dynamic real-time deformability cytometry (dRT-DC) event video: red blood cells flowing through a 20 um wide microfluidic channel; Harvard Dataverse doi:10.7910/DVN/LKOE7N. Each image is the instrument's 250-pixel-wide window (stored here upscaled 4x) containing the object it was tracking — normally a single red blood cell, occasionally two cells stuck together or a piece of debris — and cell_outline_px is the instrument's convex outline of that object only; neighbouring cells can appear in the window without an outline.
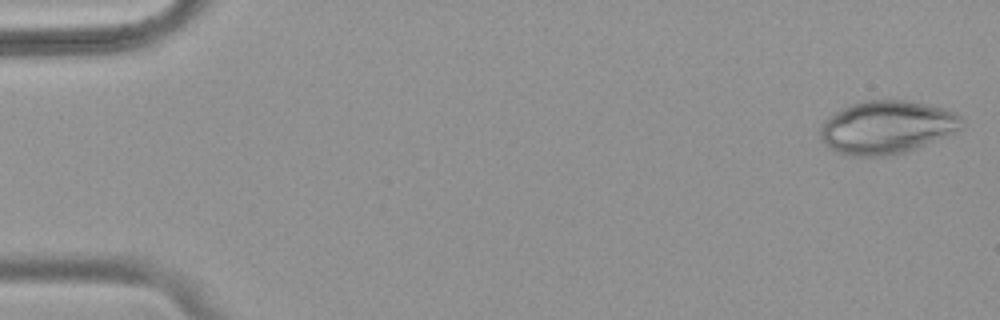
{"species": "common noctule bat (a hibernating species)", "species_latin": "Nyctalus noctula", "temperature_condition": "warm", "stored_images_in_passage": 52, "camera_frame_rate_fps": 3000, "um_per_image_px": 0.085, "animal": {"sex": "female", "body_mass_g": 18.4}, "frame": {"image": 1, "passage_image": 1, "time_ms": 0.0, "image_size_px": [1000, 320], "cell_outline_px": [[964, 128], [956, 132], [904, 152], [884, 156], [852, 156], [836, 152], [828, 148], [824, 144], [820, 136], [820, 128], [824, 120], [836, 112], [852, 104], [864, 100], [904, 100], [924, 104], [956, 112], [964, 120]], "centroid_in_image_um": [75.37, 10.82], "position_along_channel_um": 9.6, "area_um2": 43.64}}
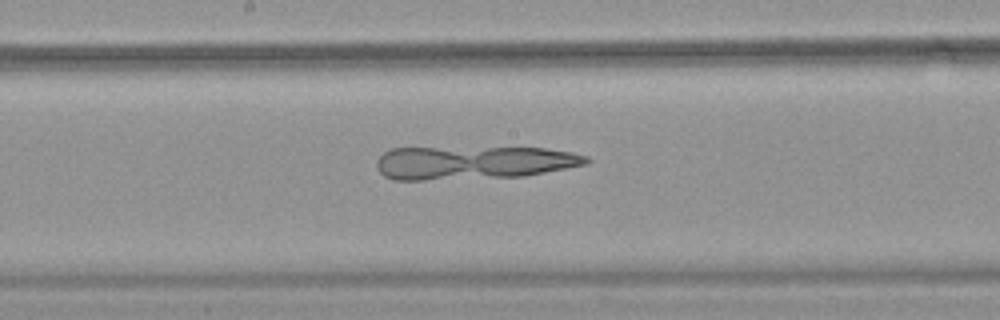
{"frame": {"image": 2, "passage_image": 28, "time_ms": 9.0, "image_size_px": [1000, 320], "cell_outline_px": [[592, 160], [588, 164], [524, 176], [424, 180], [392, 180], [384, 176], [376, 168], [376, 160], [384, 152], [392, 148], [544, 148], [572, 152], [588, 156]], "centroid_in_image_um": [40.23, 13.83], "position_along_channel_um": 208.0, "area_um2": 40.81}}
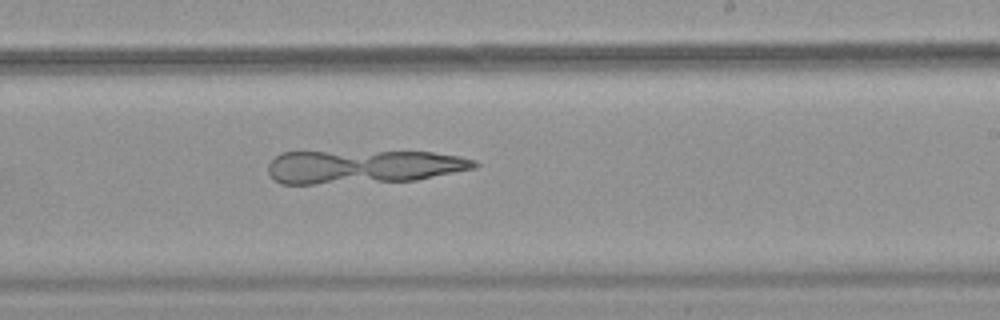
{"frame": {"image": 3, "passage_image": 32, "time_ms": 10.333, "image_size_px": [1000, 320], "cell_outline_px": [[480, 164], [476, 168], [416, 180], [312, 184], [280, 184], [268, 172], [268, 164], [280, 152], [432, 152], [460, 156], [476, 160]], "centroid_in_image_um": [30.89, 14.17], "position_along_channel_um": 258.1, "area_um2": 40.23}}